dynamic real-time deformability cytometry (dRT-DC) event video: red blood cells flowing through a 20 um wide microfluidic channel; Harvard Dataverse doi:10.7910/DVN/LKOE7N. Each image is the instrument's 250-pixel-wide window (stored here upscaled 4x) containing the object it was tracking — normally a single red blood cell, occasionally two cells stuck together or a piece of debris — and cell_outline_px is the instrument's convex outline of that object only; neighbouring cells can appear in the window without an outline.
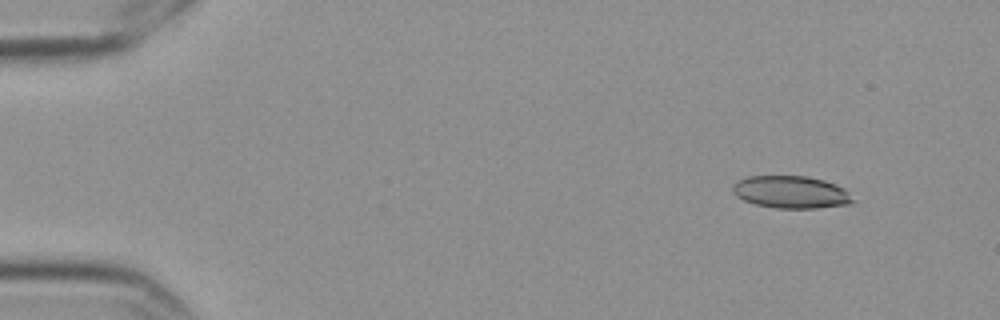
{"species": "Egyptian fruit bat (a non-hibernating species)", "species_latin": "Rousettus aegyptiacus", "temperature_condition": "cold", "stored_images_in_passage": 8, "camera_frame_rate_fps": 3000, "um_per_image_px": 0.085, "frame": {"image": 1, "passage_image": 1, "time_ms": 0.0, "image_size_px": [1000, 320], "cell_outline_px": [[856, 200], [848, 204], [816, 208], [776, 208], [756, 204], [744, 200], [736, 196], [732, 192], [732, 184], [748, 176], [808, 176], [824, 180], [844, 188]], "centroid_in_image_um": [67.23, 16.32], "position_along_channel_um": 17.8, "area_um2": 22.66}}
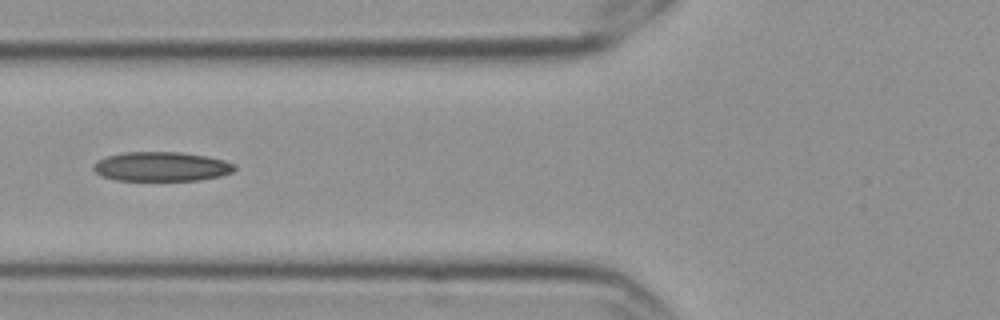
{"frame": {"image": 2, "passage_image": 6, "time_ms": 1.667, "image_size_px": [1000, 320], "cell_outline_px": [[236, 168], [232, 172], [220, 176], [200, 180], [116, 180], [100, 176], [92, 168], [92, 164], [96, 160], [108, 156], [124, 152], [180, 152], [208, 156], [224, 160], [236, 164]], "centroid_in_image_um": [13.71, 14.15], "position_along_channel_um": 112.1, "area_um2": 24.33}}
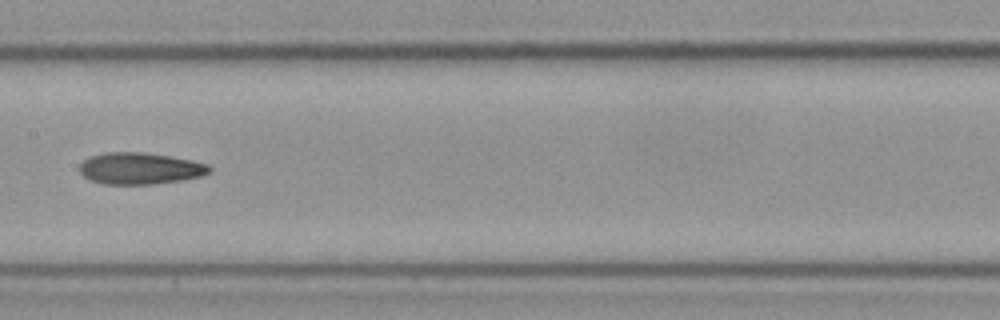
{"frame": {"image": 3, "passage_image": 8, "time_ms": 2.333, "image_size_px": [1000, 320], "cell_outline_px": [[212, 168], [208, 172], [200, 176], [180, 180], [152, 184], [104, 184], [88, 180], [80, 172], [80, 164], [84, 160], [92, 156], [108, 152], [140, 152], [168, 156], [192, 160], [208, 164]], "centroid_in_image_um": [11.88, 14.32], "position_along_channel_um": 195.5, "area_um2": 23.7}}